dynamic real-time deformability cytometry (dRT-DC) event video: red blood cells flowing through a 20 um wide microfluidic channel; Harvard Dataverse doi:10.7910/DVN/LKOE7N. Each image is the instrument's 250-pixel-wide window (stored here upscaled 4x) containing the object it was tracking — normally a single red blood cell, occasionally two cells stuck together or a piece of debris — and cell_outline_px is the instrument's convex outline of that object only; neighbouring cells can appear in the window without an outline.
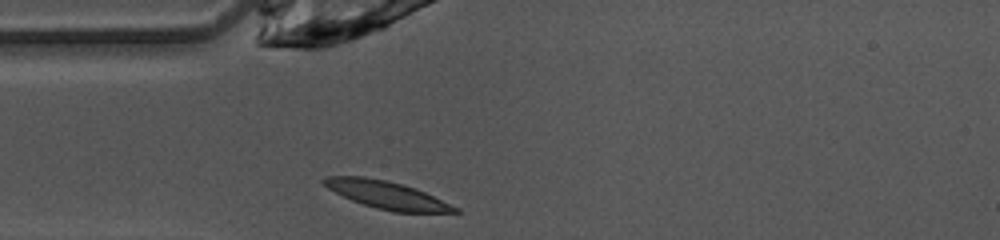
{"species": "common noctule bat (a hibernating species)", "species_latin": "Nyctalus noctula", "temperature_condition": "warm", "stored_images_in_passage": 37, "camera_frame_rate_fps": 3000, "um_per_image_px": 0.085, "animal": {"sex": "female", "body_mass_g": 10.0, "forearm_length_mm": 53.1}, "frame": {"image": 1, "passage_image": 1, "time_ms": 0.0, "image_size_px": [1000, 240], "cell_outline_px": [[460, 212], [392, 212], [376, 208], [352, 200], [328, 188], [320, 180], [328, 176], [364, 176], [384, 180], [400, 184], [424, 192], [460, 208]], "centroid_in_image_um": [32.87, 16.57], "position_along_channel_um": 52.1, "area_um2": 20.63}}
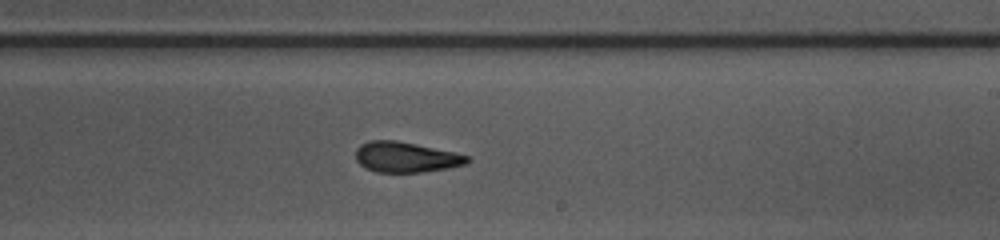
{"frame": {"image": 2, "passage_image": 16, "time_ms": 5.0, "image_size_px": [1000, 240], "cell_outline_px": [[472, 160], [464, 164], [448, 168], [424, 172], [376, 172], [364, 168], [356, 160], [356, 148], [360, 144], [368, 140], [396, 140], [416, 144], [452, 152], [468, 156]], "centroid_in_image_um": [34.45, 13.36], "position_along_channel_um": 254.5, "area_um2": 19.77}}
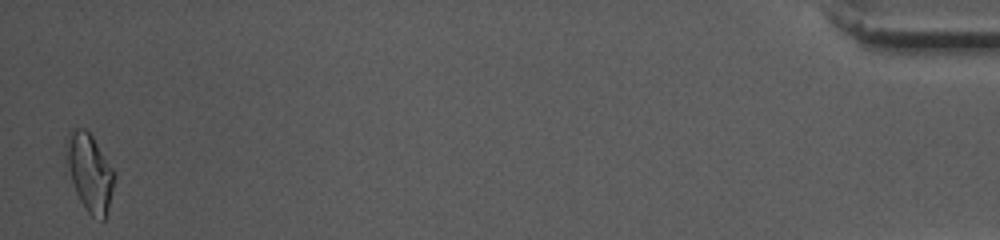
{"frame": {"image": 3, "passage_image": 36, "time_ms": 11.667, "image_size_px": [1000, 240], "cell_outline_px": [[116, 176], [108, 208], [104, 220], [100, 220], [92, 216], [84, 208], [76, 192], [68, 168], [64, 144], [72, 128], [84, 128], [92, 136], [116, 172]], "centroid_in_image_um": [7.63, 14.64], "position_along_channel_um": 427.6, "area_um2": 21.68}, "authors_computed_cell_mechanics": {"area_um2": 20.1722, "velocity_mm_per_s": 4.0935, "shape_relaxation_time_tau1_ms": 3.6863, "shape_relaxation_time_tau2_ms": 1.2591, "deformation_change_tau1": 0.1747, "deformation_change_tau2": 0.0936}}